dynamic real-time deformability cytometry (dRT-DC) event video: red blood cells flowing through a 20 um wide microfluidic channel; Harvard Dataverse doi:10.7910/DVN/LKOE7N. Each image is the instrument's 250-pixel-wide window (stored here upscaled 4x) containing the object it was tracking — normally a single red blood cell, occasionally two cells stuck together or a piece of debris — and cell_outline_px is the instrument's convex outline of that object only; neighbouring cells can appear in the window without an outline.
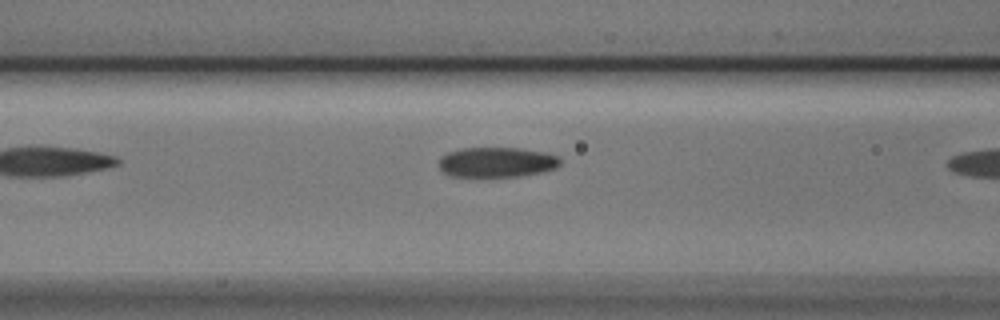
{"species": "Egyptian fruit bat (a non-hibernating species)", "species_latin": "Rousettus aegyptiacus", "temperature_condition": "cold", "stored_images_in_passage": 6, "camera_frame_rate_fps": 3000, "um_per_image_px": 0.085, "animal": {"sex": "male"}, "frame": {"image": 1, "passage_image": 5, "time_ms": 1.333, "image_size_px": [1000, 320], "cell_outline_px": [[560, 164], [556, 168], [544, 172], [520, 176], [448, 176], [440, 172], [440, 156], [448, 152], [460, 148], [520, 148], [548, 152], [556, 156], [560, 160]], "centroid_in_image_um": [42.22, 13.78], "position_along_channel_um": 124.4, "area_um2": 21.44}}